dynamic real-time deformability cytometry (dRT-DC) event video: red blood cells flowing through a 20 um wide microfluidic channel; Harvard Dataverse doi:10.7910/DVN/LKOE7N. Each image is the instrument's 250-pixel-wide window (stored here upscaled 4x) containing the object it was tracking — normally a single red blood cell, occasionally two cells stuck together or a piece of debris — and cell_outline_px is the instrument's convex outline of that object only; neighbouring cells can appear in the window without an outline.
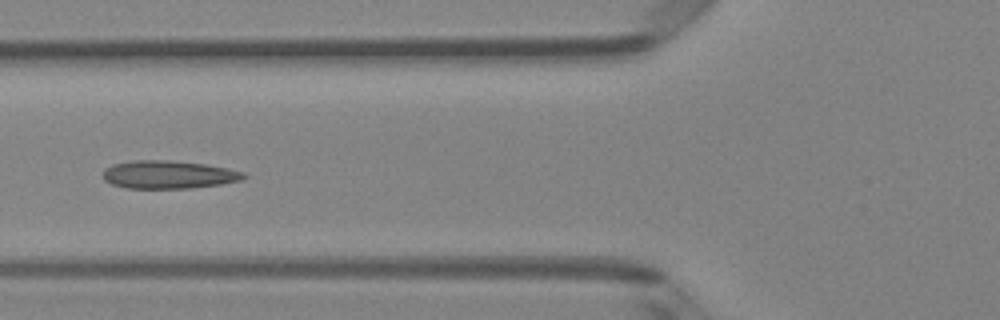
{"species": "Egyptian fruit bat (a non-hibernating species)", "species_latin": "Rousettus aegyptiacus", "temperature_condition": "room temperature", "stored_images_in_passage": 6, "camera_frame_rate_fps": 3000, "um_per_image_px": 0.085, "animal": {"sex": "female"}, "frame": {"image": 1, "passage_image": 5, "time_ms": 1.333, "image_size_px": [1000, 320], "cell_outline_px": [[248, 176], [240, 180], [220, 184], [192, 188], [128, 188], [112, 184], [104, 180], [104, 168], [112, 164], [132, 160], [172, 160], [204, 164], [228, 168], [244, 172]], "centroid_in_image_um": [14.32, 14.83], "position_along_channel_um": 111.5, "area_um2": 23.0}}
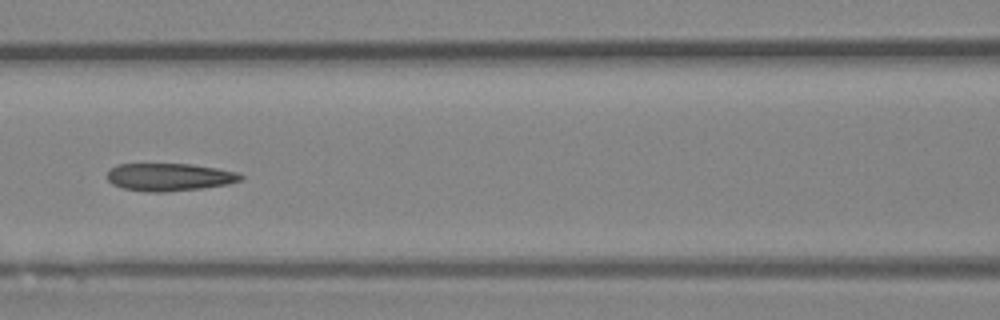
{"frame": {"image": 2, "passage_image": 6, "time_ms": 1.667, "image_size_px": [1000, 320], "cell_outline_px": [[244, 180], [228, 184], [200, 188], [164, 192], [148, 192], [124, 188], [112, 184], [108, 180], [108, 172], [116, 164], [192, 164], [216, 168], [236, 172], [244, 176]], "centroid_in_image_um": [14.42, 15.05], "position_along_channel_um": 152.2, "area_um2": 21.44}}